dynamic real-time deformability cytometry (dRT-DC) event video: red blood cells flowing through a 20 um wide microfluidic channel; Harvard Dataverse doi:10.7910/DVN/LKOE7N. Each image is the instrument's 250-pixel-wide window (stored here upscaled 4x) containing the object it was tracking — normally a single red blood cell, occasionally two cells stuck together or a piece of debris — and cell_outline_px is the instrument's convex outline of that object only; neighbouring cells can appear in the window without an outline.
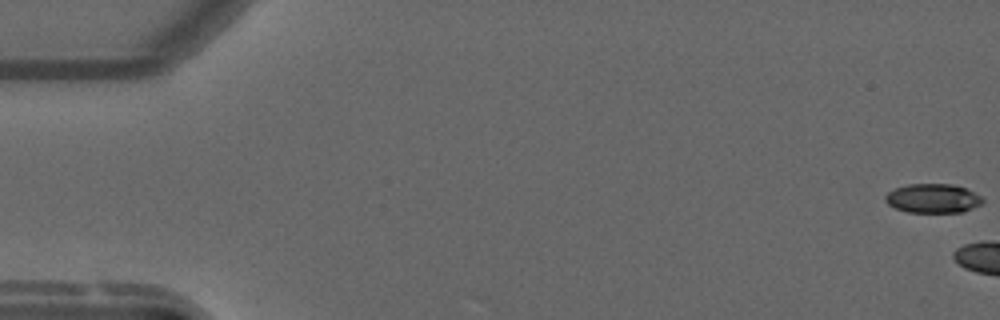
{"species": "common noctule bat (a hibernating species)", "species_latin": "Nyctalus noctula", "temperature_condition": "warm", "stored_images_in_passage": 6, "camera_frame_rate_fps": 3000, "um_per_image_px": 0.085, "animal": {"sex": "male", "forearm_length_mm": 52.5}, "frame": {"image": 1, "passage_image": 1, "time_ms": 0.0, "image_size_px": [1000, 320], "cell_outline_px": [[984, 200], [980, 204], [964, 212], [908, 212], [896, 208], [888, 204], [884, 200], [884, 196], [888, 192], [896, 188], [908, 184], [952, 184], [964, 188], [980, 196]], "centroid_in_image_um": [79.27, 16.86], "position_along_channel_um": 5.7, "area_um2": 16.36}}